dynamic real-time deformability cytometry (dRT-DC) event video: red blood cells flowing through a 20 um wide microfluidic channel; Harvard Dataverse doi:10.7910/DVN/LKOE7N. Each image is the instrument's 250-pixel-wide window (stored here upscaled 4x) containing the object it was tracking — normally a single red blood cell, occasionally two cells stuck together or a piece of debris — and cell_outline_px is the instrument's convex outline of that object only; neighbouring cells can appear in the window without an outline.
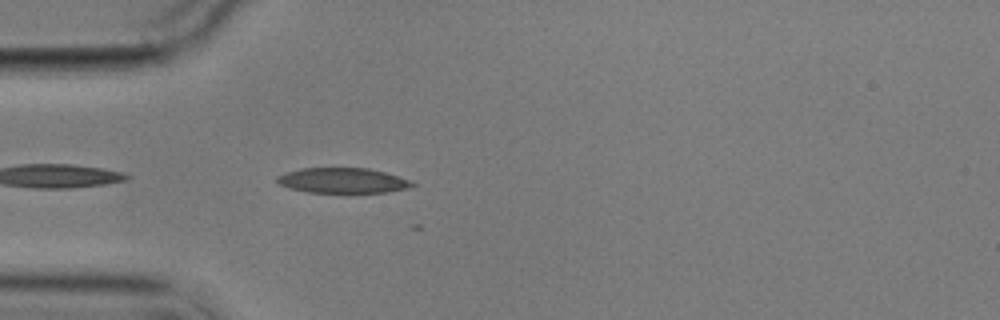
{"species": "common noctule bat (a hibernating species)", "species_latin": "Nyctalus noctula", "temperature_condition": "cold", "stored_images_in_passage": 4, "camera_frame_rate_fps": 3000, "um_per_image_px": 0.085, "animal": {"sex": "male", "body_mass_g": 17.9}, "frame": {"image": 1, "passage_image": 4, "time_ms": 5.0, "image_size_px": [1000, 320], "cell_outline_px": [[416, 184], [408, 188], [388, 192], [348, 196], [308, 192], [288, 188], [280, 184], [276, 180], [276, 176], [284, 172], [300, 168], [368, 168], [384, 172], [408, 180]], "centroid_in_image_um": [29.09, 15.4], "position_along_channel_um": 55.9, "area_um2": 20.87}}